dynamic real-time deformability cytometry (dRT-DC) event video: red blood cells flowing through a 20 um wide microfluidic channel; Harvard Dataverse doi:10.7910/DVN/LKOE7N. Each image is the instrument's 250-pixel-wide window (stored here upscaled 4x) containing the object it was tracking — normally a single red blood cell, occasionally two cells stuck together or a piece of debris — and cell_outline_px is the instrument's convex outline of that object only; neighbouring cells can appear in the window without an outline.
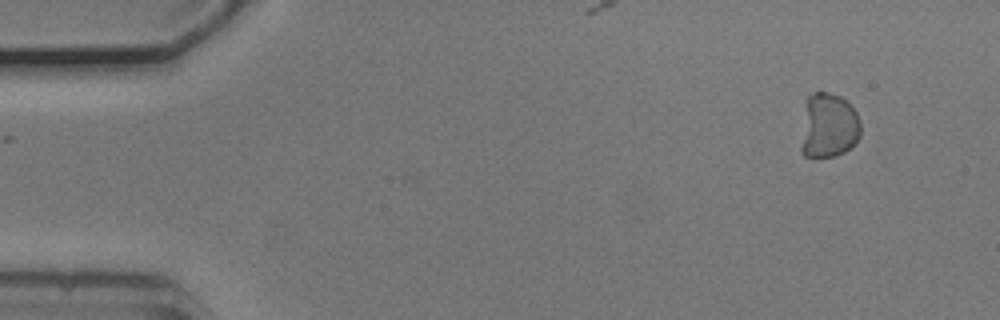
{"species": "common noctule bat (a hibernating species)", "species_latin": "Nyctalus noctula", "temperature_condition": "cold", "stored_images_in_passage": 3, "camera_frame_rate_fps": 3000, "um_per_image_px": 0.085, "animal": {"sex": "male", "body_mass_g": 20.5, "forearm_length_mm": 52.5}, "frame": {"image": 1, "passage_image": 3, "time_ms": 0.667, "image_size_px": [1000, 320], "cell_outline_px": [[860, 136], [844, 152], [836, 156], [804, 156], [800, 152], [800, 148], [804, 100], [812, 92], [820, 88], [840, 96], [848, 100], [852, 104], [860, 120]], "centroid_in_image_um": [70.38, 10.6], "position_along_channel_um": 14.6, "area_um2": 23.35}}